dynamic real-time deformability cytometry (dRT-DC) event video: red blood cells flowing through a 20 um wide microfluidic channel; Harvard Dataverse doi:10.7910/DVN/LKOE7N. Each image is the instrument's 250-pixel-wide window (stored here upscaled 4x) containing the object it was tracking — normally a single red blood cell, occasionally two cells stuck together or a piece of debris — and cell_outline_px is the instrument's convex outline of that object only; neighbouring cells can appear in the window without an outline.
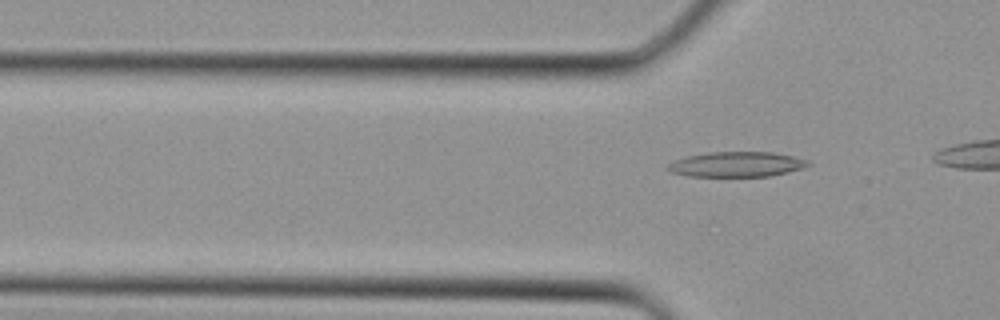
{"species": "Egyptian fruit bat (a non-hibernating species)", "species_latin": "Rousettus aegyptiacus", "temperature_condition": "cold", "stored_images_in_passage": 2, "camera_frame_rate_fps": 3000, "um_per_image_px": 0.085, "animal": {"sex": "female"}, "frame": {"image": 1, "passage_image": 2, "time_ms": 0.333, "image_size_px": [1000, 320], "cell_outline_px": [[812, 164], [788, 172], [768, 176], [688, 176], [668, 172], [664, 168], [668, 164], [676, 160], [688, 156], [708, 152], [772, 152], [792, 156], [808, 160]], "centroid_in_image_um": [62.57, 13.97], "position_along_channel_um": 63.2, "area_um2": 20.46}}